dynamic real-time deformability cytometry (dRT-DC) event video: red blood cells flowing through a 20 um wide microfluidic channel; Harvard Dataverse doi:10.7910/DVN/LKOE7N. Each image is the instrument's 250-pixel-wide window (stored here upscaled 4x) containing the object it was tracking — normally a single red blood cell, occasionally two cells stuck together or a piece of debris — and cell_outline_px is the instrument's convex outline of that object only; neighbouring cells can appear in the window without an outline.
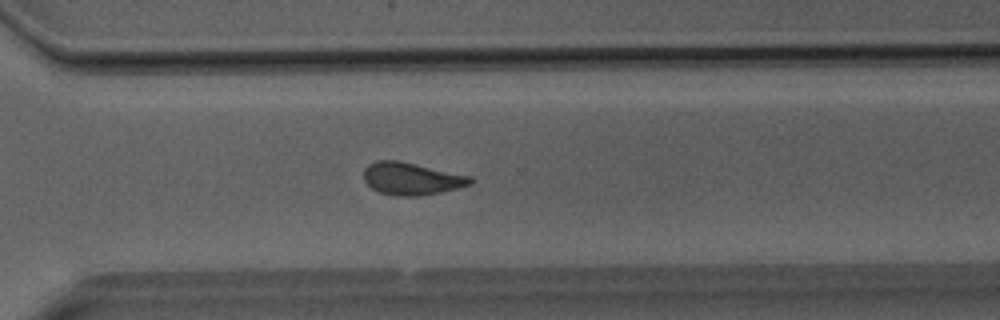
{"species": "Egyptian fruit bat (a non-hibernating species)", "species_latin": "Rousettus aegyptiacus", "temperature_condition": "room temperature", "stored_images_in_passage": 28, "segment_of_instrument_passage": [1, 2], "camera_frame_rate_fps": 3000, "um_per_image_px": 0.085, "animal": {"sex": "male"}, "frame": {"image": 1, "passage_image": 16, "time_ms": 5.0, "image_size_px": [1000, 320], "cell_outline_px": [[472, 184], [440, 192], [420, 196], [392, 196], [380, 192], [372, 188], [364, 180], [364, 168], [368, 164], [376, 160], [400, 160], [472, 176]], "centroid_in_image_um": [34.97, 15.18], "position_along_channel_um": 335.6, "area_um2": 20.29}}
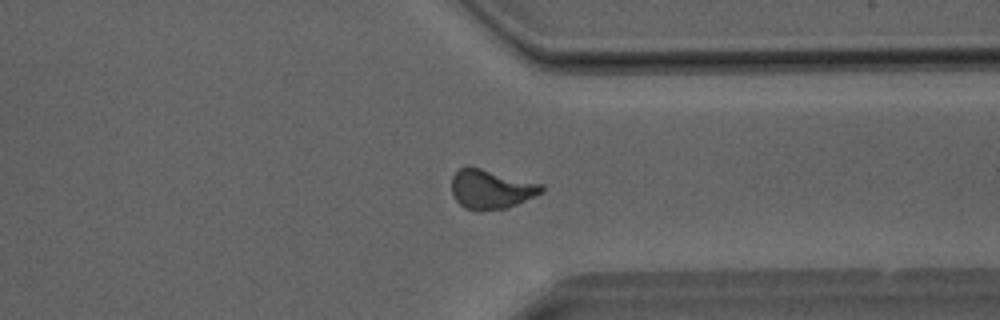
{"frame": {"image": 2, "passage_image": 18, "time_ms": 5.667, "image_size_px": [1000, 320], "cell_outline_px": [[544, 192], [508, 208], [484, 212], [476, 212], [464, 208], [452, 196], [452, 176], [460, 168], [468, 164], [544, 184]], "centroid_in_image_um": [41.73, 16.08], "position_along_channel_um": 369.7, "area_um2": 21.33}}
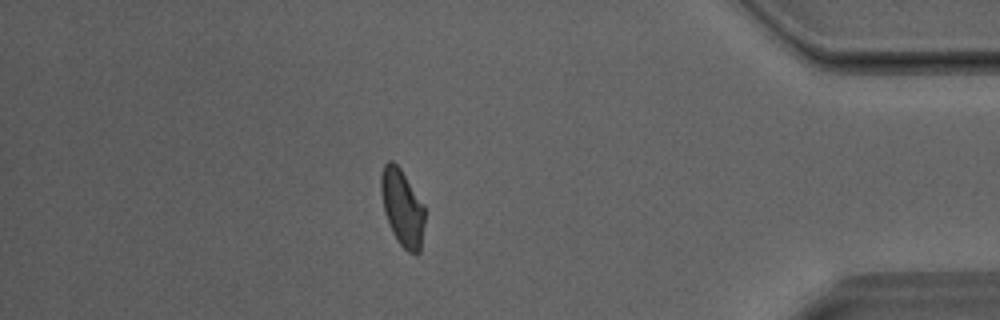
{"frame": {"image": 3, "passage_image": 22, "time_ms": 7.0, "image_size_px": [1000, 320], "cell_outline_px": [[424, 224], [420, 252], [416, 256], [408, 252], [396, 240], [388, 224], [384, 212], [380, 192], [380, 176], [384, 164], [388, 160], [392, 160], [400, 168], [424, 204]], "centroid_in_image_um": [34.18, 17.66], "position_along_channel_um": 401.0, "area_um2": 19.83}}